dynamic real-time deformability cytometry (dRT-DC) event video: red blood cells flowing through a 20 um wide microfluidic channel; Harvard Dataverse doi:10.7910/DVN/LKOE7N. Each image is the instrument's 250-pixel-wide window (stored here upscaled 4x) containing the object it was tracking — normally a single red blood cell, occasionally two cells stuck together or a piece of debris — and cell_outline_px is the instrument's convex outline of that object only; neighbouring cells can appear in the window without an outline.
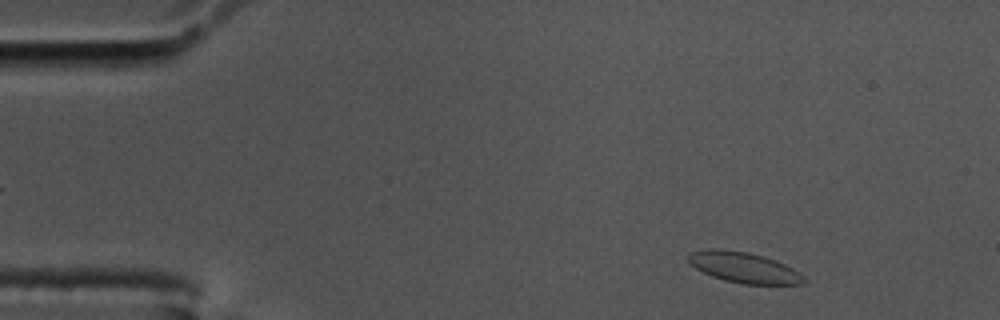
{"species": "common noctule bat (a hibernating species)", "species_latin": "Nyctalus noctula", "temperature_condition": "cold", "stored_images_in_passage": 53, "camera_frame_rate_fps": 3000, "um_per_image_px": 0.085, "animal": {"sex": "male", "body_mass_g": 17.5, "forearm_length_mm": 52.3}, "frame": {"image": 1, "passage_image": 3, "time_ms": 0.667, "image_size_px": [1000, 320], "cell_outline_px": [[808, 280], [804, 284], [740, 284], [724, 280], [712, 276], [696, 268], [688, 260], [688, 256], [692, 252], [712, 248], [716, 248], [748, 252], [764, 256], [776, 260], [792, 268], [804, 276]], "centroid_in_image_um": [63.27, 22.74], "position_along_channel_um": 21.7, "area_um2": 20.58}}
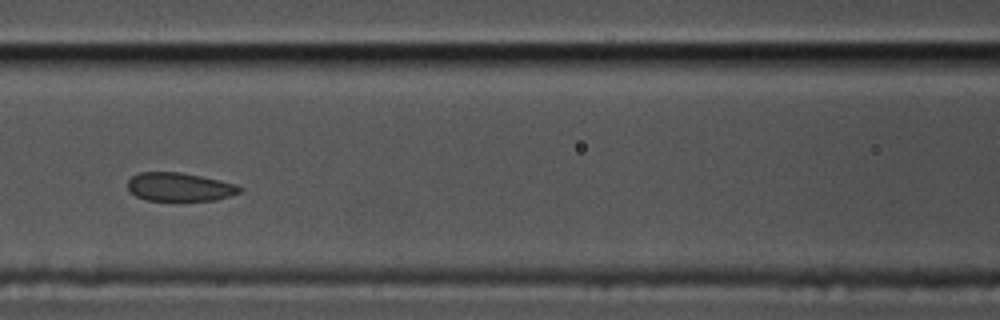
{"frame": {"image": 2, "passage_image": 21, "time_ms": 6.667, "image_size_px": [1000, 320], "cell_outline_px": [[244, 188], [240, 192], [216, 200], [144, 200], [128, 192], [128, 180], [132, 176], [140, 172], [180, 172], [220, 180], [236, 184]], "centroid_in_image_um": [15.24, 15.89], "position_along_channel_um": 151.4, "area_um2": 18.61}}
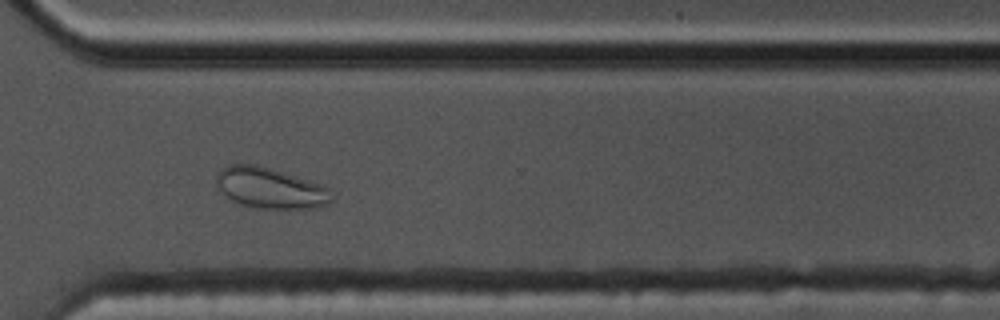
{"frame": {"image": 3, "passage_image": 38, "time_ms": 12.333, "image_size_px": [1000, 320], "cell_outline_px": [[332, 200], [328, 204], [316, 208], [256, 208], [240, 204], [224, 196], [216, 184], [216, 172], [228, 164], [252, 164], [268, 168], [324, 184], [328, 188]], "centroid_in_image_um": [22.94, 15.99], "position_along_channel_um": 347.7, "area_um2": 27.4}}